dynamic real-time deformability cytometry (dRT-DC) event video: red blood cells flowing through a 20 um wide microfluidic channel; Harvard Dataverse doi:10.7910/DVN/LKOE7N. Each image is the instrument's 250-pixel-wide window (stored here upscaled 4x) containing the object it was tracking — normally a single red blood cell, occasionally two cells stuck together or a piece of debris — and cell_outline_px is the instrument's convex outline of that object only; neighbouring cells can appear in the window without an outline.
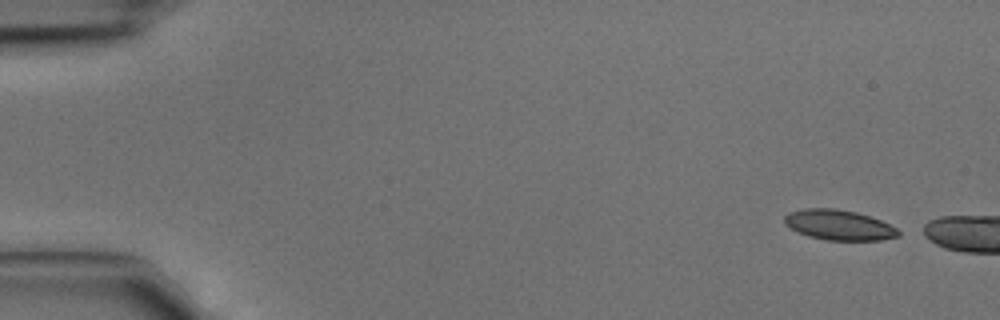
{"species": "common noctule bat (a hibernating species)", "species_latin": "Nyctalus noctula", "temperature_condition": "cold", "stored_images_in_passage": 2, "camera_frame_rate_fps": 3000, "um_per_image_px": 0.085, "animal": {"sex": "male", "body_mass_g": 15.6}, "frame": {"image": 1, "passage_image": 1, "time_ms": 0.0, "image_size_px": [1000, 320], "cell_outline_px": [[900, 236], [880, 240], [828, 240], [808, 236], [784, 224], [784, 216], [788, 212], [804, 208], [836, 208], [856, 212], [880, 220], [896, 228], [900, 232]], "centroid_in_image_um": [71.29, 19.11], "position_along_channel_um": 13.7, "area_um2": 19.94}}